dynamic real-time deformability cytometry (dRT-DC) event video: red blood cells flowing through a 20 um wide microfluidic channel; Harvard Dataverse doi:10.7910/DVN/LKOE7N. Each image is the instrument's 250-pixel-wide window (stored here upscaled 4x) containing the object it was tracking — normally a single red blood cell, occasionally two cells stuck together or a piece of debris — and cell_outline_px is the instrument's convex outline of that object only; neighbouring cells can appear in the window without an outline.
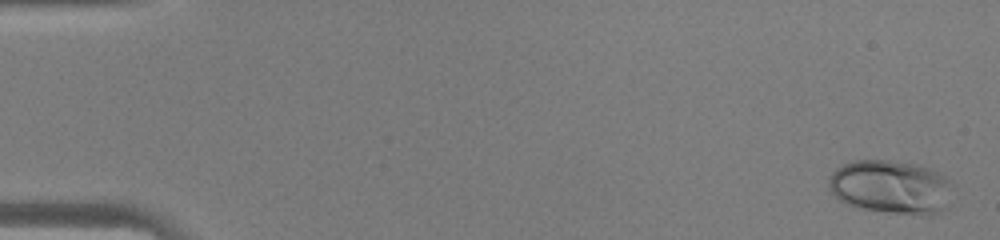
{"species": "human", "species_latin": "Homo sapiens", "temperature_condition": "warm", "stored_images_in_passage": 44, "camera_frame_rate_fps": 3000, "um_per_image_px": 0.085, "donor": {"sex": "male"}, "frame": {"image": 1, "passage_image": 2, "time_ms": 0.333, "image_size_px": [1000, 240], "cell_outline_px": [[948, 208], [940, 212], [928, 216], [892, 212], [860, 208], [848, 204], [840, 200], [832, 192], [828, 184], [828, 176], [836, 168], [852, 160], [888, 160], [916, 164], [932, 168], [944, 176], [948, 180]], "centroid_in_image_um": [75.7, 15.89], "position_along_channel_um": 9.3, "area_um2": 38.67}}
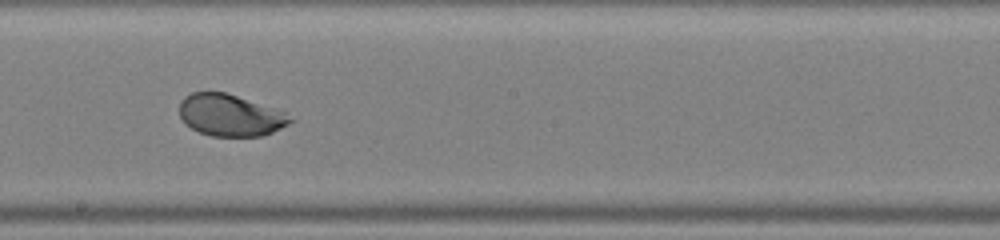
{"frame": {"image": 2, "passage_image": 27, "time_ms": 8.667, "image_size_px": [1000, 240], "cell_outline_px": [[296, 120], [272, 132], [260, 136], [212, 136], [200, 132], [184, 124], [180, 116], [180, 100], [184, 96], [192, 92], [224, 92], [284, 112]], "centroid_in_image_um": [19.53, 9.8], "position_along_channel_um": 228.7, "area_um2": 26.7}}
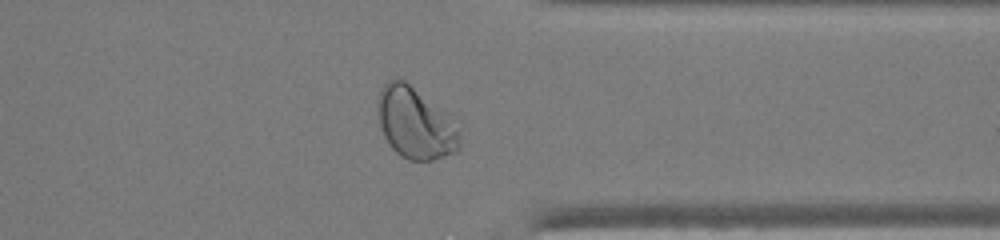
{"frame": {"image": 3, "passage_image": 37, "time_ms": 12.0, "image_size_px": [1000, 240], "cell_outline_px": [[460, 148], [456, 152], [432, 160], [408, 160], [396, 152], [392, 148], [384, 136], [380, 124], [376, 104], [380, 92], [384, 84], [388, 80], [396, 76], [404, 80], [448, 112], [460, 128]], "centroid_in_image_um": [35.33, 10.45], "position_along_channel_um": 376.1, "area_um2": 34.56}}